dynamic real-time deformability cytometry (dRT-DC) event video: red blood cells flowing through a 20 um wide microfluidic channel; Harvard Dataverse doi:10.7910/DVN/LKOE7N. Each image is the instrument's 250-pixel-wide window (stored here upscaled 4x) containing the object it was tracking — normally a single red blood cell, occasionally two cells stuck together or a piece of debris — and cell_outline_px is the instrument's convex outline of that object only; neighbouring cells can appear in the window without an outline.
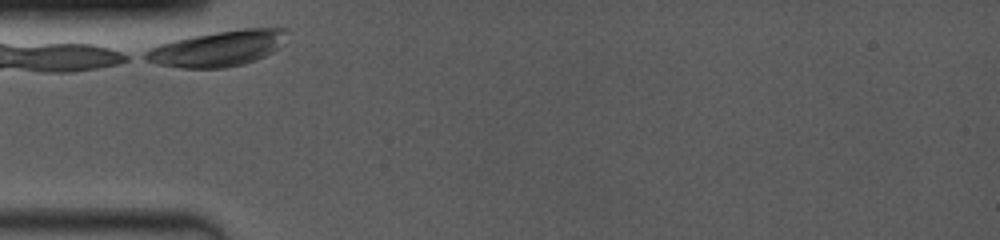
{"species": "common noctule bat (a hibernating species)", "species_latin": "Nyctalus noctula", "temperature_condition": "room temperature", "stored_images_in_passage": 15, "camera_frame_rate_fps": 4000, "um_per_image_px": 0.085, "animal": {"sex": "female", "body_mass_g": 19.0, "forearm_length_mm": 53.3}, "frame": {"image": 1, "passage_image": 1, "time_ms": 0.0, "image_size_px": [1000, 240], "cell_outline_px": [[288, 32], [284, 44], [280, 48], [256, 60], [244, 64], [224, 68], [184, 68], [156, 64], [144, 60], [136, 56], [160, 44], [172, 40], [192, 36], [216, 32], [244, 28], [288, 28]], "centroid_in_image_um": [18.51, 4.13], "position_along_channel_um": 66.5, "area_um2": 29.77}}
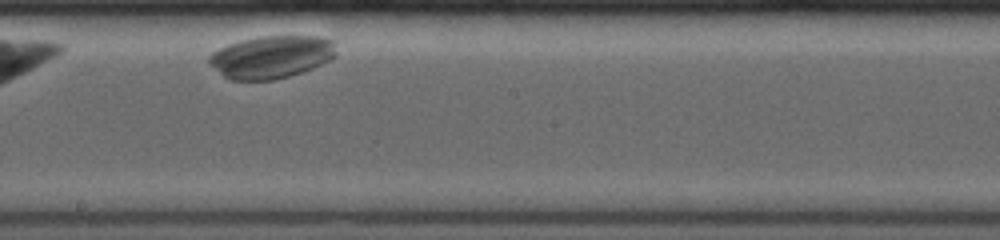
{"frame": {"image": 2, "passage_image": 11, "time_ms": 4.75, "image_size_px": [1000, 240], "cell_outline_px": [[336, 56], [332, 60], [304, 72], [272, 80], [232, 80], [224, 76], [208, 64], [208, 56], [212, 52], [228, 44], [240, 40], [260, 36], [320, 36], [332, 40], [336, 52]], "centroid_in_image_um": [23.07, 4.84], "position_along_channel_um": 225.1, "area_um2": 31.85}}
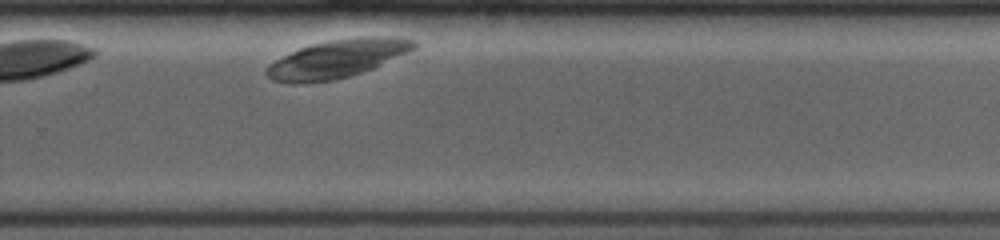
{"frame": {"image": 3, "passage_image": 15, "time_ms": 7.0, "image_size_px": [1000, 240], "cell_outline_px": [[416, 48], [408, 52], [372, 68], [348, 76], [332, 80], [304, 84], [292, 84], [272, 80], [264, 72], [268, 64], [300, 48], [312, 44], [328, 40], [356, 36], [400, 36], [416, 40]], "centroid_in_image_um": [28.68, 4.98], "position_along_channel_um": 301.1, "area_um2": 32.83}}